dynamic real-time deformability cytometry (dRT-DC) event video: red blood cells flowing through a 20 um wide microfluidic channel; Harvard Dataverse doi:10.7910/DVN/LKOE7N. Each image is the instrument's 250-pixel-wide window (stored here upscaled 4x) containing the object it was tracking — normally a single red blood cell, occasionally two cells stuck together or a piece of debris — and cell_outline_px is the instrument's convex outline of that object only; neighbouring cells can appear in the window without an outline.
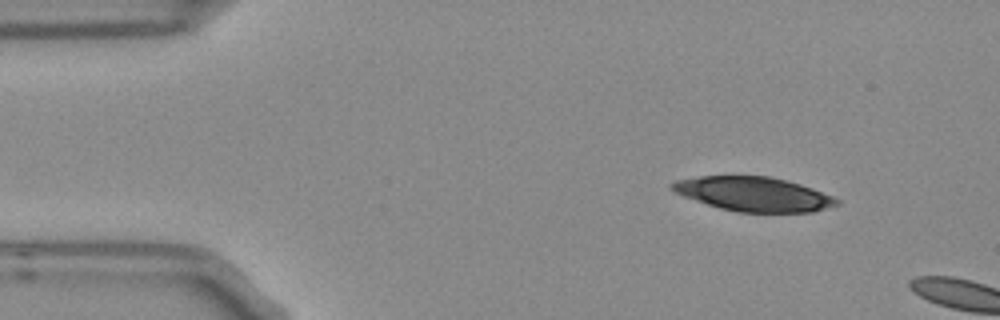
{"species": "Egyptian fruit bat (a non-hibernating species)", "species_latin": "Rousettus aegyptiacus", "temperature_condition": "room temperature", "stored_images_in_passage": 3, "camera_frame_rate_fps": 3000, "um_per_image_px": 0.085, "frame": {"image": 1, "passage_image": 1, "time_ms": 0.0, "image_size_px": [1000, 320], "cell_outline_px": [[840, 204], [812, 212], [740, 212], [720, 208], [684, 196], [676, 192], [668, 184], [676, 180], [700, 176], [768, 176], [800, 184], [812, 188], [832, 196], [840, 200]], "centroid_in_image_um": [64.07, 16.49], "position_along_channel_um": 20.9, "area_um2": 32.54}}